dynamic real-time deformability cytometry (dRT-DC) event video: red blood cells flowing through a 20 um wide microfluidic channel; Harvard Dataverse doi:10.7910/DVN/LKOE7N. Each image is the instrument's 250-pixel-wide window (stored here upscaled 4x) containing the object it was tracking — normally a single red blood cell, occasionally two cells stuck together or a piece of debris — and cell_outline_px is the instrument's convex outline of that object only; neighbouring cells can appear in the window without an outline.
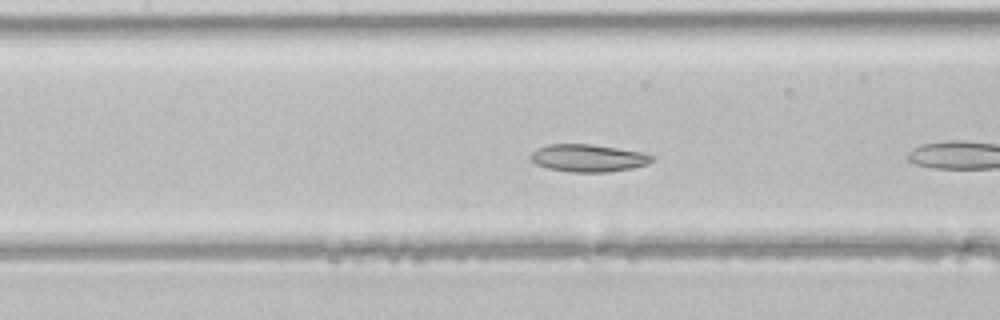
{"species": "common noctule bat (a hibernating species)", "species_latin": "Nyctalus noctula", "temperature_condition": "room temperature", "stored_images_in_passage": 7, "camera_frame_rate_fps": 3000, "um_per_image_px": 0.085, "animal": {"sex": "male", "body_mass_g": 21.5, "forearm_length_mm": 52.0}, "frame": {"image": 1, "passage_image": 5, "time_ms": 1.333, "image_size_px": [1000, 320], "cell_outline_px": [[656, 156], [648, 164], [632, 168], [608, 172], [568, 172], [548, 168], [536, 164], [532, 160], [532, 152], [548, 144], [592, 144], [640, 152]], "centroid_in_image_um": [50.02, 13.44], "position_along_channel_um": 157.4, "area_um2": 19.25}}